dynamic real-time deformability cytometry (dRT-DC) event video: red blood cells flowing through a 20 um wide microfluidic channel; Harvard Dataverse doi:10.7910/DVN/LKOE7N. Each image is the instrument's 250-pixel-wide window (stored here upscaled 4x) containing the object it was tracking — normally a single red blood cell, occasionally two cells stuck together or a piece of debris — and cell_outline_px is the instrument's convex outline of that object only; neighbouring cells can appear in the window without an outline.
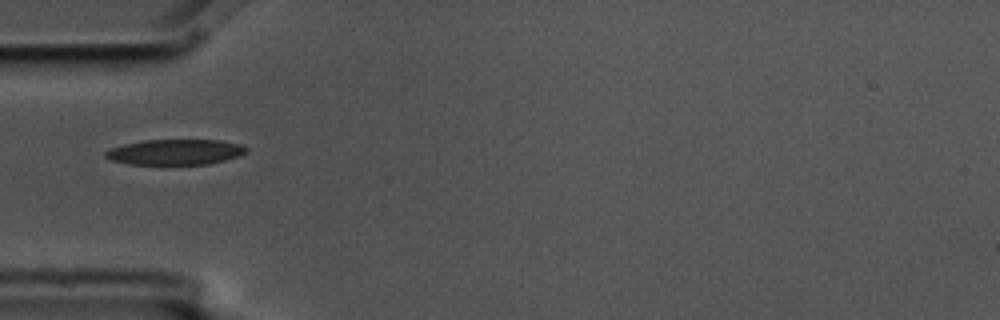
{"species": "common noctule bat (a hibernating species)", "species_latin": "Nyctalus noctula", "temperature_condition": "cold", "stored_images_in_passage": 9, "camera_frame_rate_fps": 3000, "um_per_image_px": 0.085, "animal": {"sex": "male", "body_mass_g": 17.5, "forearm_length_mm": 52.3}, "frame": {"image": 1, "passage_image": 3, "time_ms": 0.667, "image_size_px": [1000, 320], "cell_outline_px": [[248, 152], [240, 156], [208, 164], [128, 164], [112, 160], [104, 156], [104, 152], [112, 148], [124, 144], [144, 140], [220, 140], [240, 144], [248, 148]], "centroid_in_image_um": [14.92, 12.92], "position_along_channel_um": 70.1, "area_um2": 20.87}}
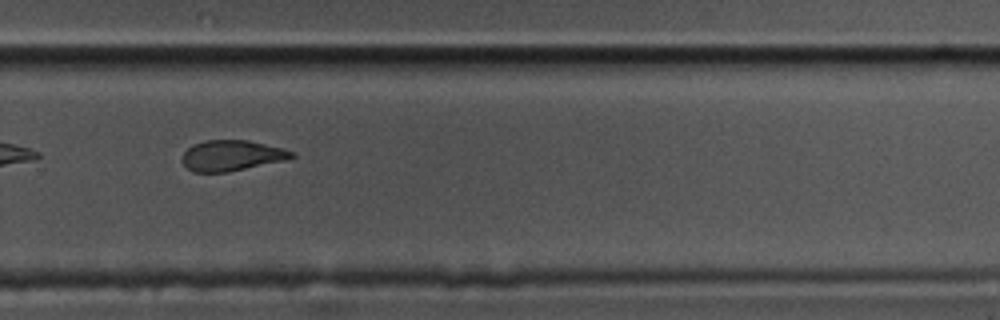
{"frame": {"image": 2, "passage_image": 9, "time_ms": 2.667, "image_size_px": [1000, 320], "cell_outline_px": [[296, 156], [288, 160], [228, 172], [192, 172], [180, 160], [184, 152], [192, 144], [204, 140], [248, 140], [284, 148], [292, 152]], "centroid_in_image_um": [19.7, 13.22], "position_along_channel_um": 310.1, "area_um2": 19.77}}